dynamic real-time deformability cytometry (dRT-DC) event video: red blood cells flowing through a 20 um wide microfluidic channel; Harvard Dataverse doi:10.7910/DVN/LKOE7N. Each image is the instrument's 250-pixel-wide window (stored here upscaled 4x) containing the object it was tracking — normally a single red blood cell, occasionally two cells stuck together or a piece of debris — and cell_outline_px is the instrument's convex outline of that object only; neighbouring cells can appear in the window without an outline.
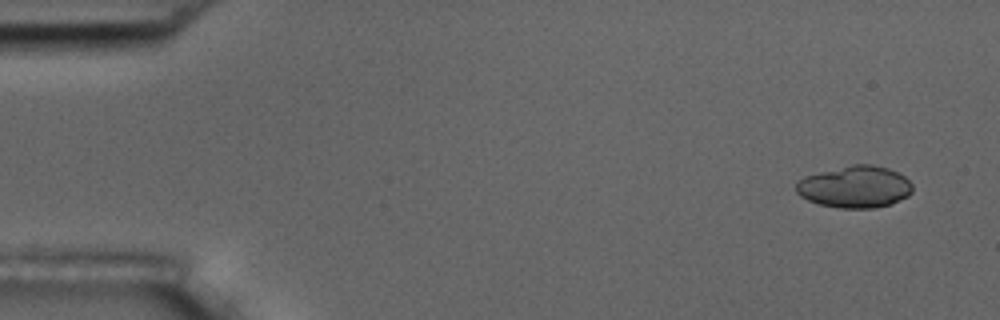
{"species": "common noctule bat (a hibernating species)", "species_latin": "Nyctalus noctula", "temperature_condition": "room temperature", "stored_images_in_passage": 6, "camera_frame_rate_fps": 3000, "um_per_image_px": 0.085, "animal": {"sex": "male", "body_mass_g": 17.5, "forearm_length_mm": 52.3}, "frame": {"image": 1, "passage_image": 1, "time_ms": 0.0, "image_size_px": [1000, 320], "cell_outline_px": [[912, 192], [908, 196], [892, 204], [876, 208], [840, 208], [820, 204], [808, 200], [800, 196], [796, 192], [796, 180], [804, 176], [852, 164], [872, 164], [888, 168], [904, 176], [912, 184]], "centroid_in_image_um": [72.66, 15.88], "position_along_channel_um": 12.3, "area_um2": 28.55}}